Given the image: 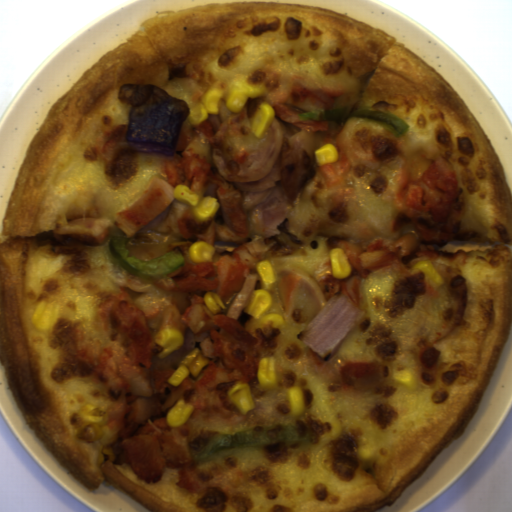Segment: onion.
<instances>
[{
	"label": "onion",
	"instance_id": "obj_2",
	"mask_svg": "<svg viewBox=\"0 0 512 512\" xmlns=\"http://www.w3.org/2000/svg\"><path fill=\"white\" fill-rule=\"evenodd\" d=\"M363 317L342 293L335 294L298 336L323 359L333 352Z\"/></svg>",
	"mask_w": 512,
	"mask_h": 512
},
{
	"label": "onion",
	"instance_id": "obj_1",
	"mask_svg": "<svg viewBox=\"0 0 512 512\" xmlns=\"http://www.w3.org/2000/svg\"><path fill=\"white\" fill-rule=\"evenodd\" d=\"M118 98L132 106L125 137L127 147L174 155L181 127L189 116L188 102L150 83L123 84Z\"/></svg>",
	"mask_w": 512,
	"mask_h": 512
}]
</instances>
